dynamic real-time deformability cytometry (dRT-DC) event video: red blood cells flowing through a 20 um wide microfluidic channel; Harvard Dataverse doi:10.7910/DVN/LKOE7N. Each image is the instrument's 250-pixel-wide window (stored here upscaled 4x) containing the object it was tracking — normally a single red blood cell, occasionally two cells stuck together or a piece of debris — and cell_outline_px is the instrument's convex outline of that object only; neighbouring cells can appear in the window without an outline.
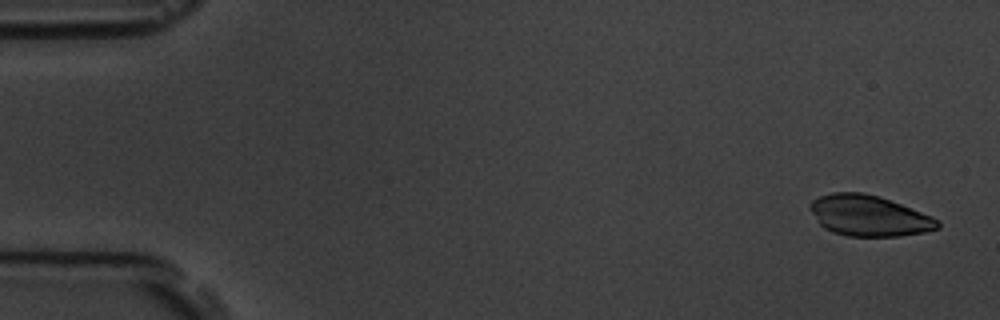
{"species": "common noctule bat (a hibernating species)", "species_latin": "Nyctalus noctula", "temperature_condition": "room temperature", "stored_images_in_passage": 3, "camera_frame_rate_fps": 3000, "um_per_image_px": 0.085, "animal": {"sex": "male", "body_mass_g": 19.5, "forearm_length_mm": 54.6}, "frame": {"image": 1, "passage_image": 1, "time_ms": 0.0, "image_size_px": [1000, 320], "cell_outline_px": [[940, 228], [924, 232], [900, 236], [848, 236], [832, 232], [824, 228], [820, 224], [808, 208], [808, 204], [812, 200], [820, 196], [832, 192], [864, 192], [880, 196], [932, 216], [940, 220]], "centroid_in_image_um": [73.85, 18.33], "position_along_channel_um": 11.1, "area_um2": 30.52}}